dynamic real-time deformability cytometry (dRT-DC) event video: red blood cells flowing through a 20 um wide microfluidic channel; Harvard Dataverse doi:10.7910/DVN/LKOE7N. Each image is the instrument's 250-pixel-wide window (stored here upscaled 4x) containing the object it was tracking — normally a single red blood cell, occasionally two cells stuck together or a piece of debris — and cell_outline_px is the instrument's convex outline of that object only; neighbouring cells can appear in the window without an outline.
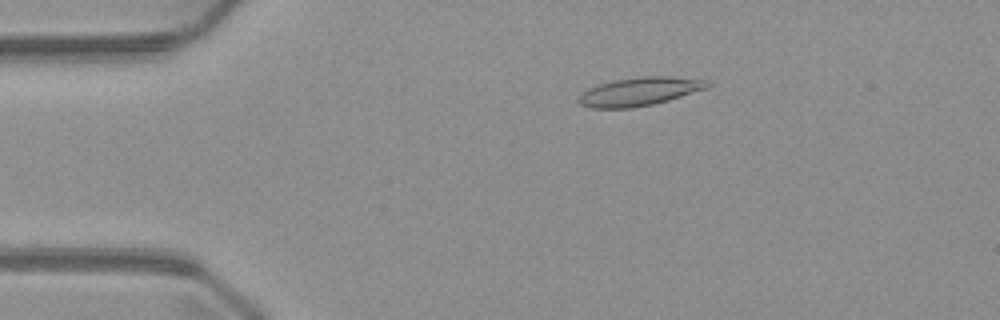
{"species": "common noctule bat (a hibernating species)", "species_latin": "Nyctalus noctula", "temperature_condition": "warm", "stored_images_in_passage": 51, "camera_frame_rate_fps": 3000, "um_per_image_px": 0.085, "animal": {"sex": "male", "body_mass_g": 23.1, "forearm_length_mm": 52.7}, "frame": {"image": 1, "passage_image": 10, "time_ms": 3.0, "image_size_px": [1000, 320], "cell_outline_px": [[712, 84], [708, 88], [668, 100], [652, 104], [632, 108], [592, 108], [580, 104], [576, 100], [588, 88], [612, 80], [640, 76], [672, 76], [704, 80]], "centroid_in_image_um": [54.36, 7.77], "position_along_channel_um": 30.6, "area_um2": 21.27}}
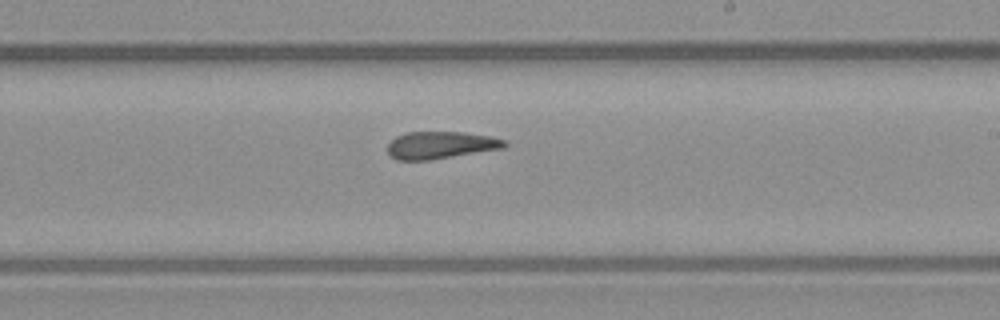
{"frame": {"image": 2, "passage_image": 30, "time_ms": 9.667, "image_size_px": [1000, 320], "cell_outline_px": [[508, 144], [504, 148], [432, 160], [396, 160], [388, 152], [388, 144], [396, 136], [408, 132], [464, 132], [488, 136], [504, 140]], "centroid_in_image_um": [37.45, 12.34], "position_along_channel_um": 251.5, "area_um2": 18.55}}
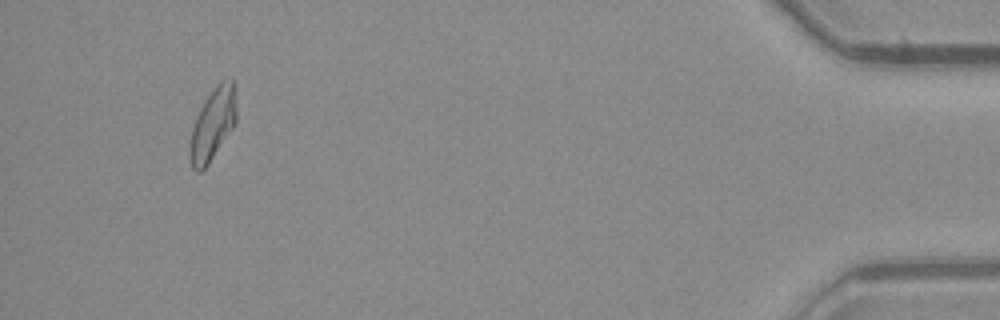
{"frame": {"image": 3, "passage_image": 48, "time_ms": 15.667, "image_size_px": [1000, 320], "cell_outline_px": [[236, 124], [208, 164], [200, 172], [196, 172], [192, 168], [188, 156], [188, 144], [192, 128], [196, 116], [204, 100], [216, 84], [220, 80], [232, 76], [236, 88]], "centroid_in_image_um": [18.09, 10.52], "position_along_channel_um": 417.1, "area_um2": 20.23}}